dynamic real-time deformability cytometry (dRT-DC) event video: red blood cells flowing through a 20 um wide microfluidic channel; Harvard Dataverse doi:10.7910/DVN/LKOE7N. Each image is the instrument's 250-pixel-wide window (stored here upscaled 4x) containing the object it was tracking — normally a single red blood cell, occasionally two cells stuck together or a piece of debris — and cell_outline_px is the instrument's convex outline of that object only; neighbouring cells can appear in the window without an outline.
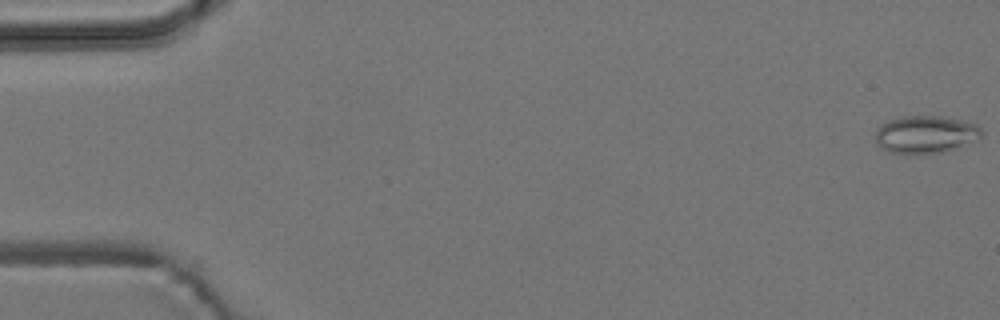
{"species": "common noctule bat (a hibernating species)", "species_latin": "Nyctalus noctula", "temperature_condition": "room temperature", "stored_images_in_passage": 5, "camera_frame_rate_fps": 3000, "um_per_image_px": 0.085, "animal": {"sex": "male", "body_mass_g": 19.2, "forearm_length_mm": 51.8}, "frame": {"image": 1, "passage_image": 1, "time_ms": 0.0, "image_size_px": [1000, 320], "cell_outline_px": [[984, 132], [980, 140], [940, 152], [892, 152], [884, 148], [876, 140], [876, 128], [888, 120], [904, 116], [940, 116], [960, 120], [976, 124]], "centroid_in_image_um": [78.73, 11.39], "position_along_channel_um": 6.3, "area_um2": 22.72}}